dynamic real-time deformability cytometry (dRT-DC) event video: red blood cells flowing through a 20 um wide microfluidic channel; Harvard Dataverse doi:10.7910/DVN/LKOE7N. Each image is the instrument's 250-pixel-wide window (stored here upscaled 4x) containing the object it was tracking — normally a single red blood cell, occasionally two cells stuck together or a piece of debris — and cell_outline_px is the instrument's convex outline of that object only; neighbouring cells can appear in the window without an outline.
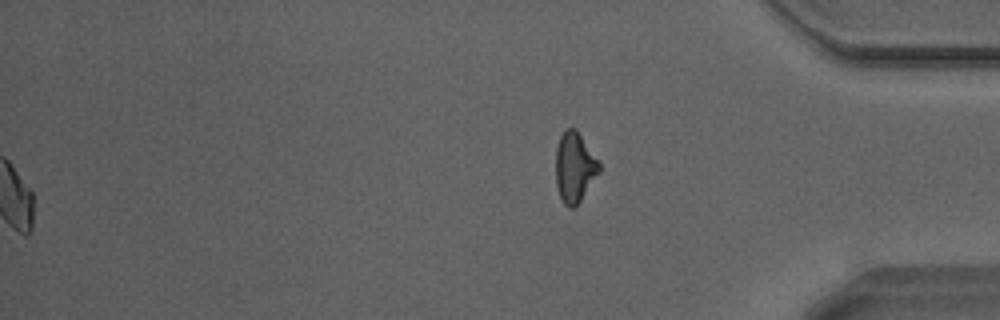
{"species": "Egyptian fruit bat (a non-hibernating species)", "species_latin": "Rousettus aegyptiacus", "temperature_condition": "warm", "stored_images_in_passage": 45, "segment_of_instrument_passage": [2, 2], "camera_frame_rate_fps": 3000, "um_per_image_px": 0.085, "animal": {"sex": "male"}, "frame": {"image": 1, "passage_image": 45, "time_ms": 14.667, "image_size_px": [1000, 320], "cell_outline_px": [[600, 172], [580, 200], [572, 208], [568, 208], [564, 204], [560, 196], [556, 184], [556, 148], [560, 136], [564, 128], [576, 128], [600, 160]], "centroid_in_image_um": [48.85, 14.17], "position_along_channel_um": 386.3, "area_um2": 17.92}}